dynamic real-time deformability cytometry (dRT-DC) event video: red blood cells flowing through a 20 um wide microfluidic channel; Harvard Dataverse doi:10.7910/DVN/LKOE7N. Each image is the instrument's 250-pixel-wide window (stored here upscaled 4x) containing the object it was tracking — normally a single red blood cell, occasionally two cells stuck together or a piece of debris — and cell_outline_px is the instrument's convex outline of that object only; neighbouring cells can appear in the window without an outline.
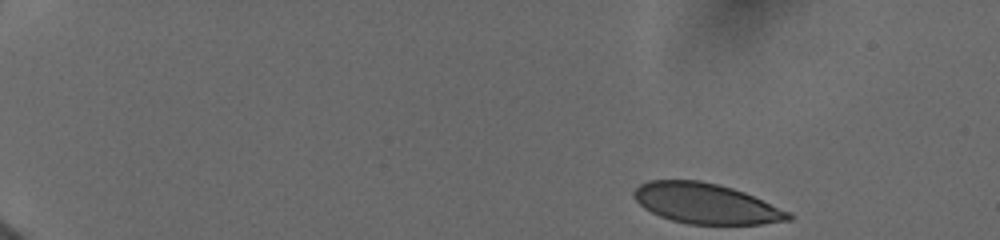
{"species": "human", "species_latin": "Homo sapiens", "temperature_condition": "cold", "stored_images_in_passage": 17, "camera_frame_rate_fps": 3000, "um_per_image_px": 0.085, "donor": {"sex": "female"}, "frame": {"image": 1, "passage_image": 1, "time_ms": 0.0, "image_size_px": [1000, 240], "cell_outline_px": [[792, 220], [764, 224], [688, 224], [672, 220], [660, 216], [644, 208], [632, 196], [632, 192], [640, 184], [648, 180], [700, 180], [732, 188], [744, 192], [792, 212]], "centroid_in_image_um": [60.02, 17.3], "position_along_channel_um": 25.0, "area_um2": 36.41}}
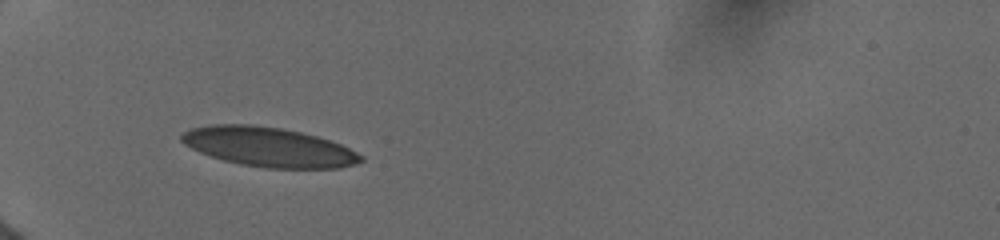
{"frame": {"image": 2, "passage_image": 12, "time_ms": 4.0, "image_size_px": [1000, 240], "cell_outline_px": [[364, 160], [356, 164], [340, 168], [264, 168], [240, 164], [224, 160], [200, 152], [184, 144], [180, 140], [180, 136], [184, 132], [192, 128], [212, 124], [252, 124], [280, 128], [300, 132], [316, 136], [340, 144], [364, 156]], "centroid_in_image_um": [22.84, 12.49], "position_along_channel_um": 62.2, "area_um2": 41.1}}